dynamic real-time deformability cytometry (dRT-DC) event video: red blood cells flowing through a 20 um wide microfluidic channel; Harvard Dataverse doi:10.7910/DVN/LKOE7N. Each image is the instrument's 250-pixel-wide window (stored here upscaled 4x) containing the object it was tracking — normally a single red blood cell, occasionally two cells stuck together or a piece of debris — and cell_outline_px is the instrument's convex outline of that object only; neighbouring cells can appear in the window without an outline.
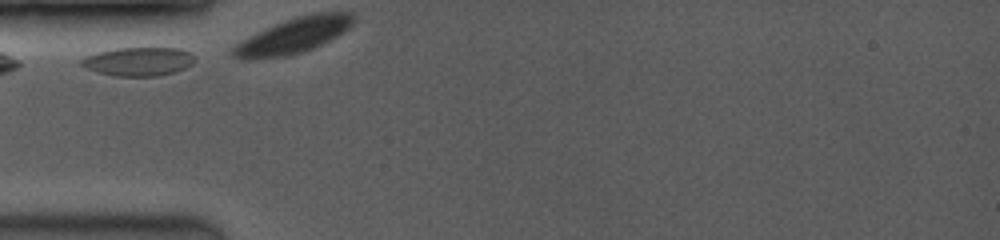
{"species": "common noctule bat (a hibernating species)", "species_latin": "Nyctalus noctula", "temperature_condition": "room temperature", "stored_images_in_passage": 3, "camera_frame_rate_fps": 3500, "um_per_image_px": 0.085, "animal": {"sex": "female", "body_mass_g": 19.0, "forearm_length_mm": 53.3}, "frame": {"image": 1, "passage_image": 1, "time_ms": 0.0, "image_size_px": [1000, 240], "cell_outline_px": [[196, 60], [192, 64], [176, 72], [156, 76], [116, 76], [96, 72], [80, 64], [80, 60], [88, 56], [100, 52], [116, 48], [180, 48], [196, 56]], "centroid_in_image_um": [11.82, 5.23], "position_along_channel_um": 73.2, "area_um2": 18.84}}